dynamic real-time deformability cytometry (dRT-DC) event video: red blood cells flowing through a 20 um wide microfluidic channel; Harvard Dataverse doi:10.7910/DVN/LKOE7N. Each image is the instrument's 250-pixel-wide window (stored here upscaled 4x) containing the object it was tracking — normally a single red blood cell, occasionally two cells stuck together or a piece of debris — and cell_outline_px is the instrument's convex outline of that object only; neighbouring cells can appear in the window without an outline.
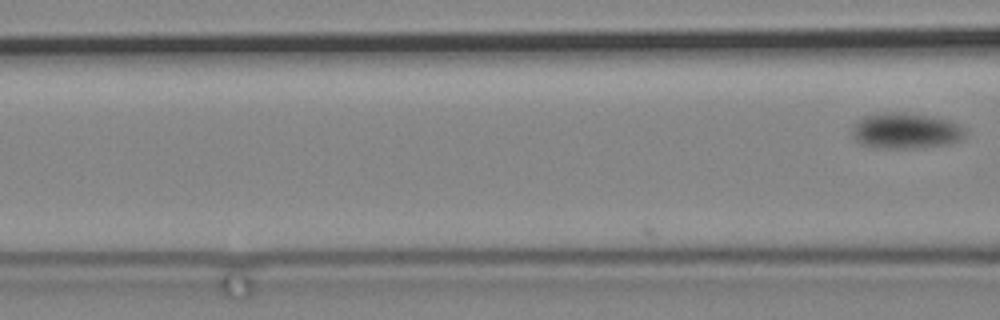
{"species": "common noctule bat (a hibernating species)", "species_latin": "Nyctalus noctula", "temperature_condition": "cold", "stored_images_in_passage": 59, "camera_frame_rate_fps": 3000, "um_per_image_px": 0.085, "animal": {"sex": "male", "body_mass_g": 19.2, "forearm_length_mm": 51.8}, "frame": {"image": 1, "passage_image": 59, "time_ms": 19.333, "image_size_px": [1000, 320], "cell_outline_px": [[964, 136], [960, 140], [948, 144], [912, 148], [880, 148], [860, 144], [852, 136], [852, 124], [856, 120], [864, 116], [884, 112], [900, 112], [932, 116], [956, 124], [964, 128]], "centroid_in_image_um": [76.9, 11.12], "position_along_channel_um": 89.7, "area_um2": 23.47}}